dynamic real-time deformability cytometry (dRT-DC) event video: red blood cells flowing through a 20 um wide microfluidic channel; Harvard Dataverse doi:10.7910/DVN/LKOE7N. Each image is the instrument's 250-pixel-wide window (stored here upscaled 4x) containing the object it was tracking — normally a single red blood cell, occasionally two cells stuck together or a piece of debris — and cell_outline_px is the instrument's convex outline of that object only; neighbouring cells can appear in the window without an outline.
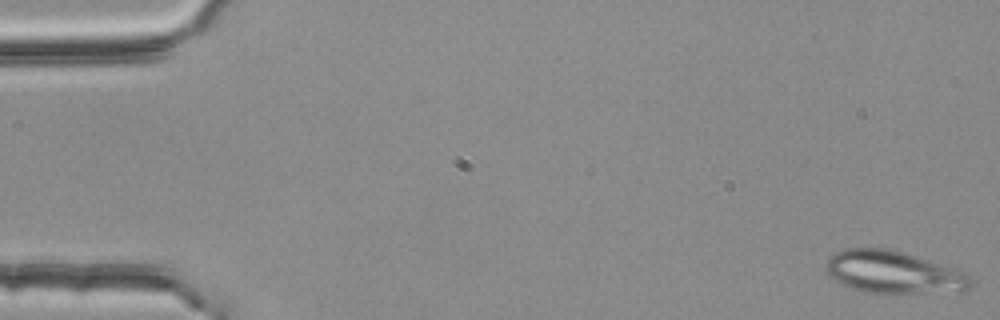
{"species": "common noctule bat (a hibernating species)", "species_latin": "Nyctalus noctula", "temperature_condition": "room temperature", "stored_images_in_passage": 5, "camera_frame_rate_fps": 3000, "um_per_image_px": 0.085, "animal": {"sex": "female", "body_mass_g": 25.1}, "frame": {"image": 1, "passage_image": 1, "time_ms": 0.0, "image_size_px": [1000, 320], "cell_outline_px": [[972, 284], [964, 292], [888, 296], [864, 292], [840, 284], [828, 276], [824, 268], [824, 264], [832, 252], [840, 248], [888, 248], [916, 256], [952, 268], [968, 276], [972, 280]], "centroid_in_image_um": [75.88, 23.19], "position_along_channel_um": 9.1, "area_um2": 37.17}}